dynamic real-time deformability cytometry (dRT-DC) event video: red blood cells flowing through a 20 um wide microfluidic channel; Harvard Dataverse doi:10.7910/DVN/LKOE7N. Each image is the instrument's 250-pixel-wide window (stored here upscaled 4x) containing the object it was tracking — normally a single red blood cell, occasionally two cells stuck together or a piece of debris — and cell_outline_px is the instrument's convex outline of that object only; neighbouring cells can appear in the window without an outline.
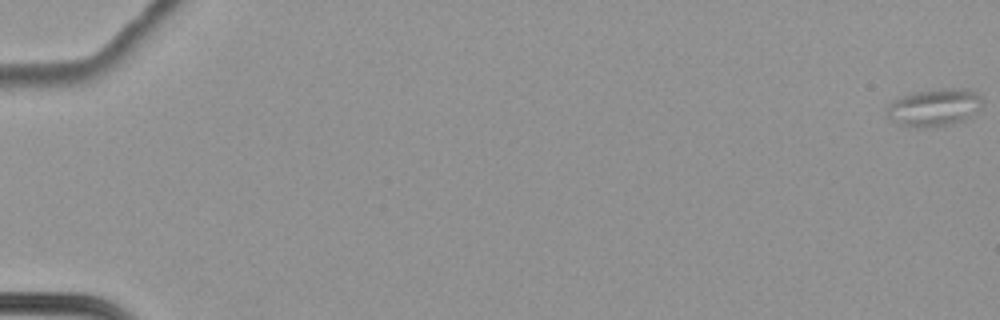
{"species": "common noctule bat (a hibernating species)", "species_latin": "Nyctalus noctula", "temperature_condition": "cold", "stored_images_in_passage": 65, "camera_frame_rate_fps": 3000, "um_per_image_px": 0.085, "animal": {"sex": "female", "body_mass_g": 22.7, "forearm_length_mm": 54.2}, "frame": {"image": 1, "passage_image": 1, "time_ms": 0.0, "image_size_px": [1000, 320], "cell_outline_px": [[984, 104], [972, 120], [952, 124], [920, 128], [900, 124], [892, 120], [888, 116], [888, 104], [896, 96], [912, 92], [940, 88], [968, 88], [976, 92], [984, 100]], "centroid_in_image_um": [79.5, 9.12], "position_along_channel_um": 5.5, "area_um2": 21.73}}
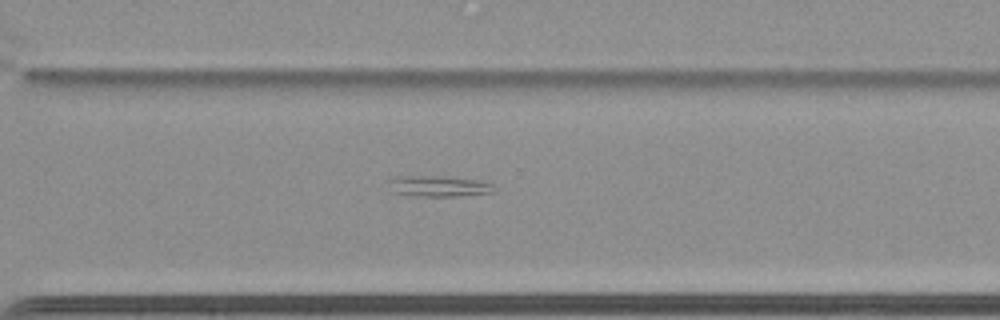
{"frame": {"image": 2, "passage_image": 49, "time_ms": 16.0, "image_size_px": [1000, 320], "cell_outline_px": [[496, 192], [460, 196], [412, 196], [392, 192], [388, 180], [396, 176], [440, 176], [480, 180], [492, 184], [496, 188]], "centroid_in_image_um": [37.3, 15.83], "position_along_channel_um": 333.3, "area_um2": 13.01}}
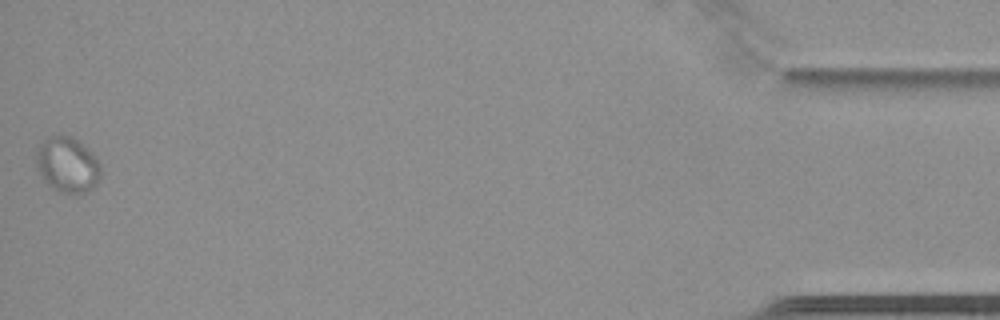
{"frame": {"image": 3, "passage_image": 65, "time_ms": 21.333, "image_size_px": [1000, 320], "cell_outline_px": [[100, 180], [88, 192], [60, 192], [52, 188], [44, 180], [36, 168], [36, 148], [48, 136], [72, 136], [100, 164]], "centroid_in_image_um": [5.68, 14.02], "position_along_channel_um": 429.5, "area_um2": 20.4}}